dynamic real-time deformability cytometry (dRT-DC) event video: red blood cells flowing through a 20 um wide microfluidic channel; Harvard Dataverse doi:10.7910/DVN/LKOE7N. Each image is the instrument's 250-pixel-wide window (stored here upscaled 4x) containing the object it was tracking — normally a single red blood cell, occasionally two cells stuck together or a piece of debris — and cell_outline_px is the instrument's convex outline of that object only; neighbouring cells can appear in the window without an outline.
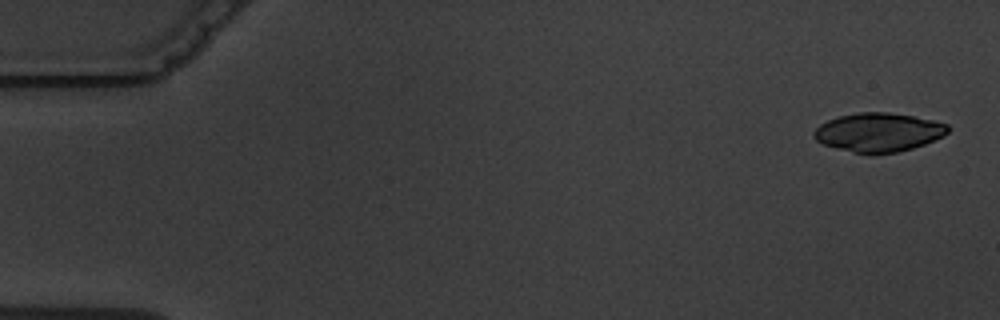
{"species": "common noctule bat (a hibernating species)", "species_latin": "Nyctalus noctula", "temperature_condition": "warm", "stored_images_in_passage": 4, "camera_frame_rate_fps": 3000, "um_per_image_px": 0.085, "animal": {"sex": "male", "body_mass_g": 19.5, "forearm_length_mm": 54.6}, "frame": {"image": 1, "passage_image": 1, "time_ms": 0.0, "image_size_px": [1000, 320], "cell_outline_px": [[948, 132], [944, 136], [924, 144], [912, 148], [896, 152], [872, 156], [852, 152], [836, 148], [824, 144], [816, 140], [812, 136], [812, 132], [820, 124], [828, 120], [840, 116], [856, 112], [888, 112], [912, 116], [932, 120], [948, 124]], "centroid_in_image_um": [74.65, 11.26], "position_along_channel_um": 10.4, "area_um2": 30.58}}